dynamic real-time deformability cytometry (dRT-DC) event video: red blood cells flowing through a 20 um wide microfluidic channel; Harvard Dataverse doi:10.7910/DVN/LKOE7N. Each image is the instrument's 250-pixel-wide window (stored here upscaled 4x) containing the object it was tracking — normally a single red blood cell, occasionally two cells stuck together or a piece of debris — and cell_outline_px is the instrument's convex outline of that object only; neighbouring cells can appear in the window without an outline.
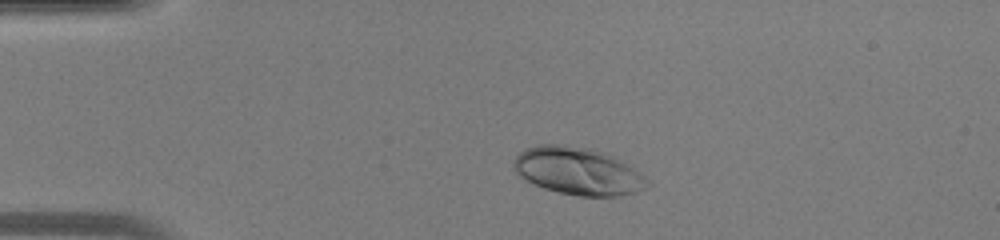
{"species": "human", "species_latin": "Homo sapiens", "temperature_condition": "warm", "stored_images_in_passage": 36, "camera_frame_rate_fps": 3000, "um_per_image_px": 0.085, "donor": {"sex": "male"}, "frame": {"image": 1, "passage_image": 1, "time_ms": 0.0, "image_size_px": [1000, 240], "cell_outline_px": [[652, 184], [648, 188], [636, 192], [616, 196], [580, 196], [560, 192], [544, 188], [520, 176], [512, 168], [512, 160], [524, 148], [536, 144], [564, 144], [588, 148], [604, 152], [612, 156], [640, 172]], "centroid_in_image_um": [49.11, 14.53], "position_along_channel_um": 35.9, "area_um2": 37.05}}
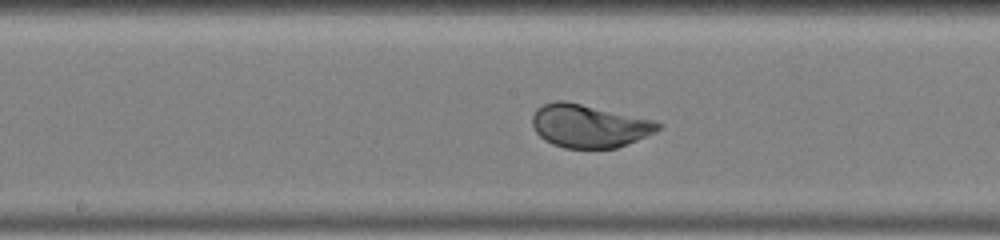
{"frame": {"image": 2, "passage_image": 15, "time_ms": 4.667, "image_size_px": [1000, 240], "cell_outline_px": [[664, 124], [656, 132], [616, 148], [564, 148], [552, 144], [544, 140], [536, 132], [532, 124], [532, 116], [536, 108], [544, 104], [556, 100], [564, 100], [656, 120]], "centroid_in_image_um": [50.07, 10.7], "position_along_channel_um": 198.1, "area_um2": 31.73}}
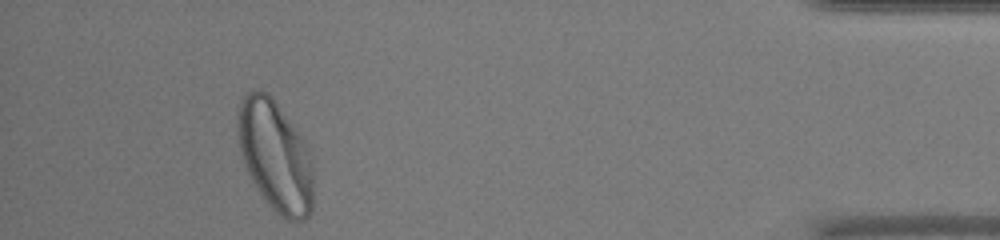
{"frame": {"image": 3, "passage_image": 33, "time_ms": 10.667, "image_size_px": [1000, 240], "cell_outline_px": [[312, 212], [304, 220], [296, 224], [280, 216], [268, 204], [256, 188], [244, 164], [240, 152], [236, 132], [236, 120], [240, 100], [244, 92], [256, 88], [268, 92], [272, 96], [296, 128], [304, 140], [312, 160]], "centroid_in_image_um": [23.37, 13.22], "position_along_channel_um": 411.8, "area_um2": 49.77}}